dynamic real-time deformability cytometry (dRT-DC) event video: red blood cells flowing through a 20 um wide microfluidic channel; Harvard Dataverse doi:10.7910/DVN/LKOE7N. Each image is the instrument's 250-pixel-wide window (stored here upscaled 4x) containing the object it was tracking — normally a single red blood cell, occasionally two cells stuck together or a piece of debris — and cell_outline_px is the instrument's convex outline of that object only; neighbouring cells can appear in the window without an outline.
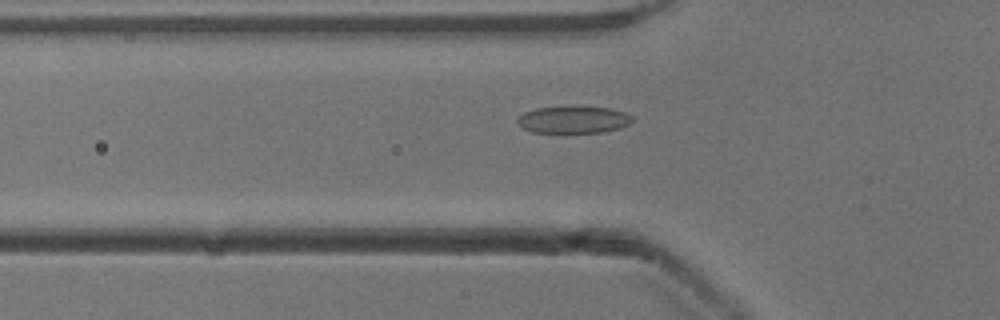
{"species": "common noctule bat (a hibernating species)", "species_latin": "Nyctalus noctula", "temperature_condition": "cold", "stored_images_in_passage": 53, "camera_frame_rate_fps": 3000, "um_per_image_px": 0.085, "animal": {"sex": "male", "body_mass_g": 13.3}, "frame": {"image": 1, "passage_image": 18, "time_ms": 5.667, "image_size_px": [1000, 320], "cell_outline_px": [[632, 120], [628, 124], [620, 128], [600, 132], [532, 132], [524, 128], [516, 120], [524, 112], [536, 108], [572, 104], [612, 108], [624, 112], [632, 116]], "centroid_in_image_um": [48.75, 10.12], "position_along_channel_um": 77.0, "area_um2": 18.55}}
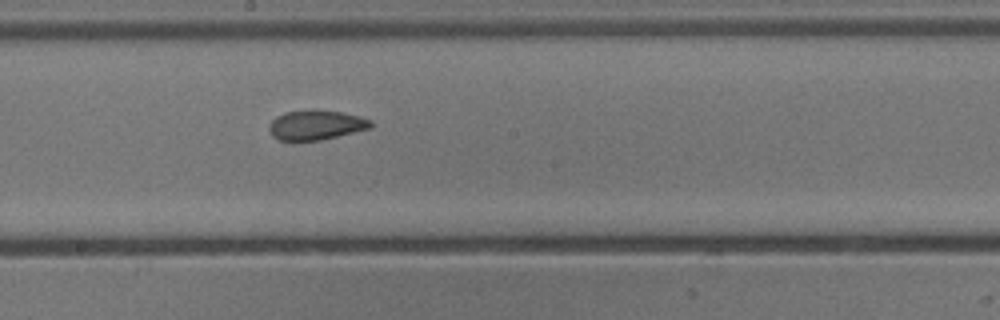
{"frame": {"image": 2, "passage_image": 29, "time_ms": 9.333, "image_size_px": [1000, 320], "cell_outline_px": [[372, 128], [320, 140], [280, 140], [272, 136], [268, 128], [272, 120], [276, 116], [284, 112], [312, 108], [316, 108], [340, 112], [360, 116], [372, 120]], "centroid_in_image_um": [26.86, 10.59], "position_along_channel_um": 221.3, "area_um2": 17.86}}
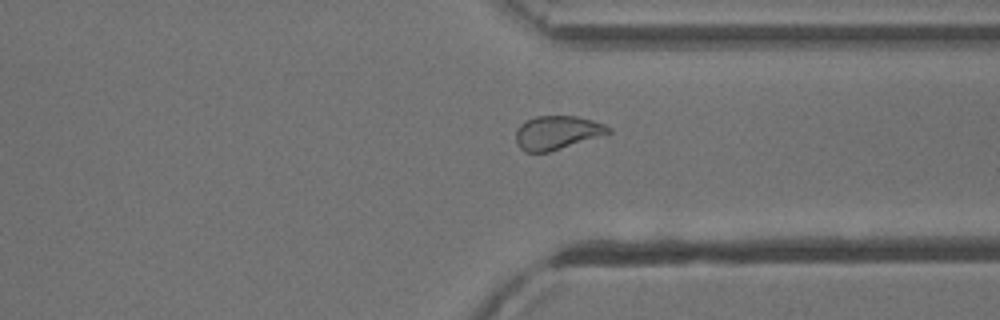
{"frame": {"image": 3, "passage_image": 40, "time_ms": 13.0, "image_size_px": [1000, 320], "cell_outline_px": [[612, 132], [548, 152], [524, 152], [516, 144], [516, 128], [520, 124], [536, 116], [576, 116], [592, 120], [604, 124], [612, 128]], "centroid_in_image_um": [47.33, 11.27], "position_along_channel_um": 364.1, "area_um2": 18.03}, "authors_computed_cell_mechanics": {"area_um2": 19.0162, "velocity_mm_per_s": 3.9018, "shape_relaxation_time_tau1_ms": null, "shape_relaxation_time_tau2_ms": 1.8303, "deformation_change_tau1": null, "deformation_change_tau2": 0.0791}}